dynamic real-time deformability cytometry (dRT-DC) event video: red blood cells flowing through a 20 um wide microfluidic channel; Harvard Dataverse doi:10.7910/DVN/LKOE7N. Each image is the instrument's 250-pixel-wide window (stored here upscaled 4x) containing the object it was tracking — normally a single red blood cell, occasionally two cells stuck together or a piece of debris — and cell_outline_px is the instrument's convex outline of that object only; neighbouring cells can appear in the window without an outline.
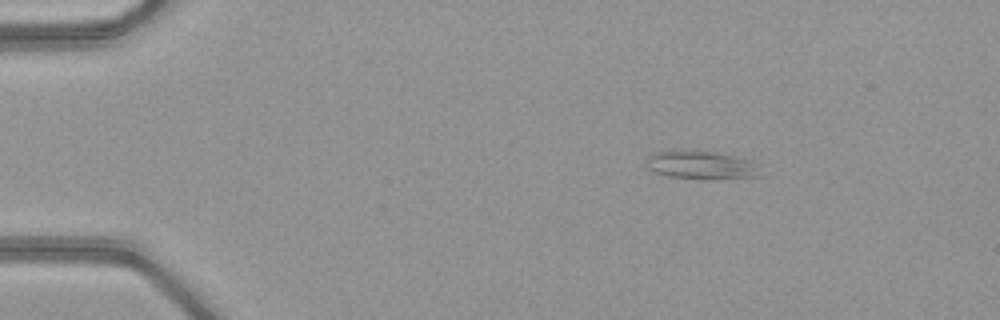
{"species": "common noctule bat (a hibernating species)", "species_latin": "Nyctalus noctula", "temperature_condition": "warm", "stored_images_in_passage": 43, "camera_frame_rate_fps": 3000, "um_per_image_px": 0.085, "animal": {"sex": "female", "body_mass_g": 21.9}, "frame": {"image": 1, "passage_image": 1, "time_ms": 0.0, "image_size_px": [1000, 320], "cell_outline_px": [[764, 176], [668, 176], [656, 172], [648, 168], [644, 164], [644, 160], [648, 156], [656, 152], [672, 148], [680, 148], [712, 152], [752, 160]], "centroid_in_image_um": [59.47, 13.93], "position_along_channel_um": 25.5, "area_um2": 18.09}}
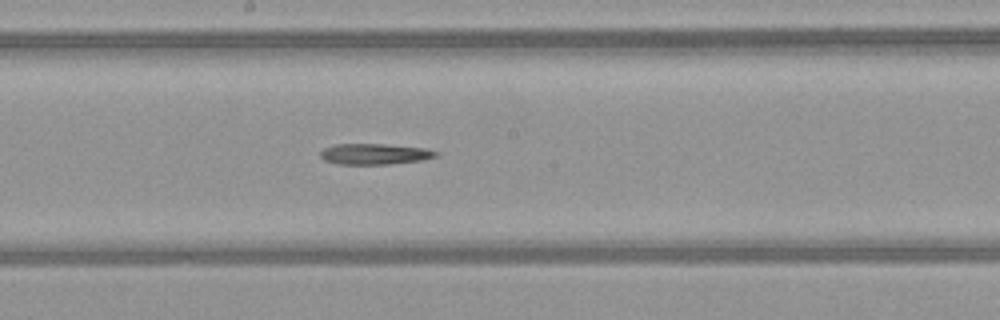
{"frame": {"image": 2, "passage_image": 21, "time_ms": 6.667, "image_size_px": [1000, 320], "cell_outline_px": [[440, 152], [436, 156], [424, 160], [388, 164], [336, 164], [324, 160], [320, 156], [320, 152], [324, 148], [336, 144], [384, 144], [428, 148]], "centroid_in_image_um": [31.87, 13.09], "position_along_channel_um": 216.3, "area_um2": 14.16}}
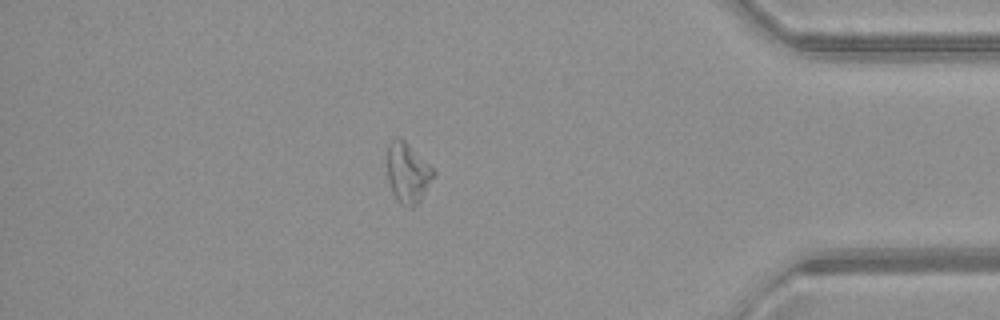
{"frame": {"image": 3, "passage_image": 37, "time_ms": 12.0, "image_size_px": [1000, 320], "cell_outline_px": [[436, 172], [420, 200], [412, 208], [408, 208], [400, 204], [396, 200], [392, 192], [388, 180], [388, 144], [392, 140], [400, 136]], "centroid_in_image_um": [34.63, 14.72], "position_along_channel_um": 400.6, "area_um2": 15.95}}